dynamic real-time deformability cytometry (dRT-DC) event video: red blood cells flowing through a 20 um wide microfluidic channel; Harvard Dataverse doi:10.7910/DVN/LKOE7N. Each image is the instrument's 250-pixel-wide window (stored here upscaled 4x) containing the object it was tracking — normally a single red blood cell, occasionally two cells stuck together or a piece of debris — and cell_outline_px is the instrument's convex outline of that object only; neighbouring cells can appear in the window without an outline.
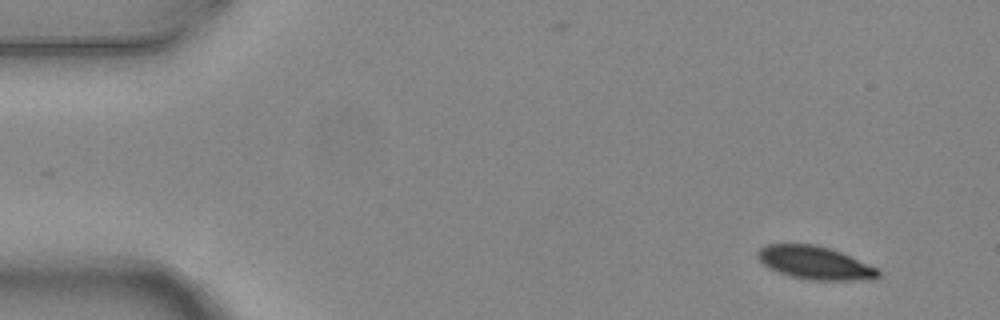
{"species": "common noctule bat (a hibernating species)", "species_latin": "Nyctalus noctula", "temperature_condition": "warm", "stored_images_in_passage": 5, "camera_frame_rate_fps": 3000, "um_per_image_px": 0.085, "animal": {"sex": "female", "body_mass_g": 24.6, "forearm_length_mm": 56.2}, "frame": {"image": 1, "passage_image": 2, "time_ms": 0.333, "image_size_px": [1000, 320], "cell_outline_px": [[880, 276], [848, 280], [808, 280], [776, 272], [768, 268], [756, 256], [756, 252], [764, 244], [812, 244], [828, 248], [840, 252], [876, 268], [880, 272]], "centroid_in_image_um": [69.16, 22.33], "position_along_channel_um": 15.8, "area_um2": 22.83}}
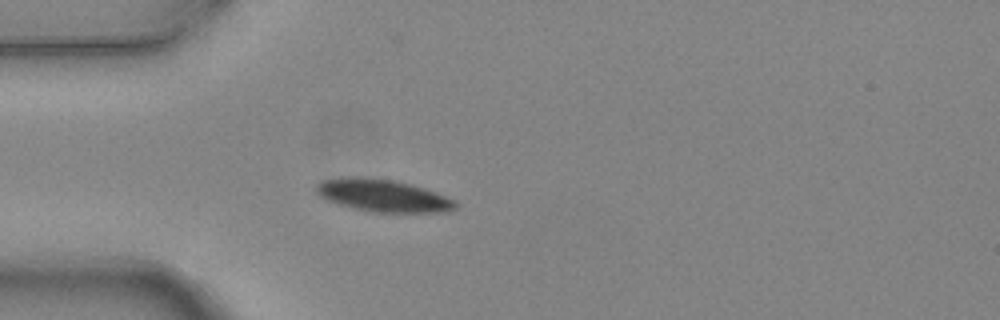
{"frame": {"image": 2, "passage_image": 5, "time_ms": 1.333, "image_size_px": [1000, 320], "cell_outline_px": [[456, 208], [444, 212], [372, 212], [352, 208], [328, 200], [320, 196], [316, 192], [316, 184], [320, 180], [352, 176], [392, 180], [412, 184], [436, 192], [456, 200]], "centroid_in_image_um": [32.55, 16.62], "position_along_channel_um": 52.5, "area_um2": 26.18}}